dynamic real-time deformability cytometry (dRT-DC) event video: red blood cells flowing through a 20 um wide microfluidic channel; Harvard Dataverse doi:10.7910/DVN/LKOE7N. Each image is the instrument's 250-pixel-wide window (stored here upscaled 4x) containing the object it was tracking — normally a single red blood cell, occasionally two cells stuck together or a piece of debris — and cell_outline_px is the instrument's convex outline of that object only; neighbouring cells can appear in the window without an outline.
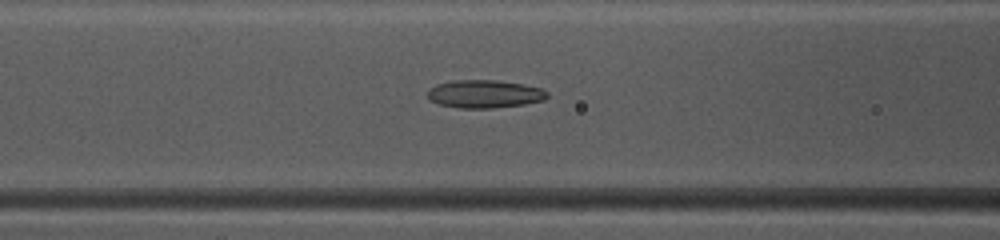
{"species": "common noctule bat (a hibernating species)", "species_latin": "Nyctalus noctula", "temperature_condition": "warm", "stored_images_in_passage": 48, "camera_frame_rate_fps": 3000, "um_per_image_px": 0.085, "animal": {"sex": "female", "body_mass_g": 10.0, "forearm_length_mm": 53.1}, "frame": {"image": 1, "passage_image": 20, "time_ms": 6.333, "image_size_px": [1000, 240], "cell_outline_px": [[548, 96], [544, 100], [524, 104], [492, 108], [460, 108], [440, 104], [428, 100], [428, 88], [436, 84], [456, 80], [496, 80], [524, 84], [540, 88], [548, 92]], "centroid_in_image_um": [41.17, 7.98], "position_along_channel_um": 125.4, "area_um2": 19.54}}
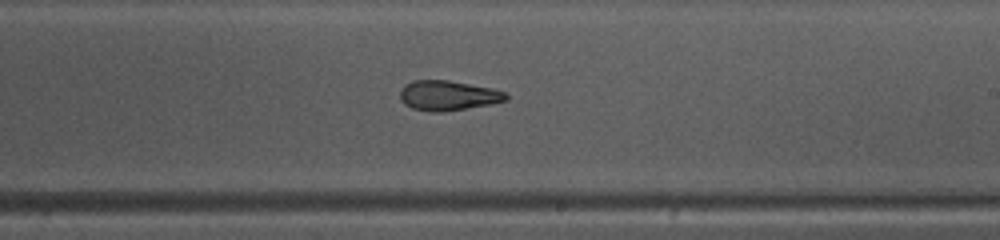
{"frame": {"image": 2, "passage_image": 29, "time_ms": 9.333, "image_size_px": [1000, 240], "cell_outline_px": [[508, 100], [488, 104], [444, 112], [432, 112], [412, 108], [404, 104], [400, 100], [400, 88], [404, 84], [412, 80], [448, 80], [492, 88], [504, 92], [508, 96]], "centroid_in_image_um": [38.03, 8.11], "position_along_channel_um": 251.0, "area_um2": 18.5}}
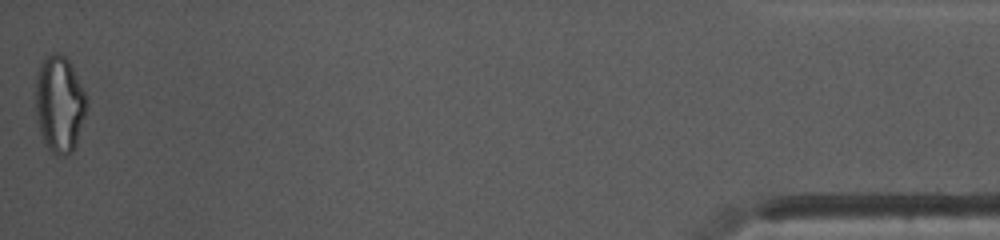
{"frame": {"image": 3, "passage_image": 48, "time_ms": 15.667, "image_size_px": [1000, 240], "cell_outline_px": [[88, 108], [76, 148], [72, 152], [64, 156], [56, 156], [44, 144], [36, 120], [36, 76], [40, 60], [52, 52], [60, 52], [68, 60], [88, 100]], "centroid_in_image_um": [5.06, 8.88], "position_along_channel_um": 430.1, "area_um2": 29.36}, "authors_computed_cell_mechanics": {"area_um2": 20.2589, "velocity_mm_per_s": 4.1795, "shape_relaxation_time_tau1_ms": null, "shape_relaxation_time_tau2_ms": 2.824, "deformation_change_tau1": null, "deformation_change_tau2": 0.1113}}